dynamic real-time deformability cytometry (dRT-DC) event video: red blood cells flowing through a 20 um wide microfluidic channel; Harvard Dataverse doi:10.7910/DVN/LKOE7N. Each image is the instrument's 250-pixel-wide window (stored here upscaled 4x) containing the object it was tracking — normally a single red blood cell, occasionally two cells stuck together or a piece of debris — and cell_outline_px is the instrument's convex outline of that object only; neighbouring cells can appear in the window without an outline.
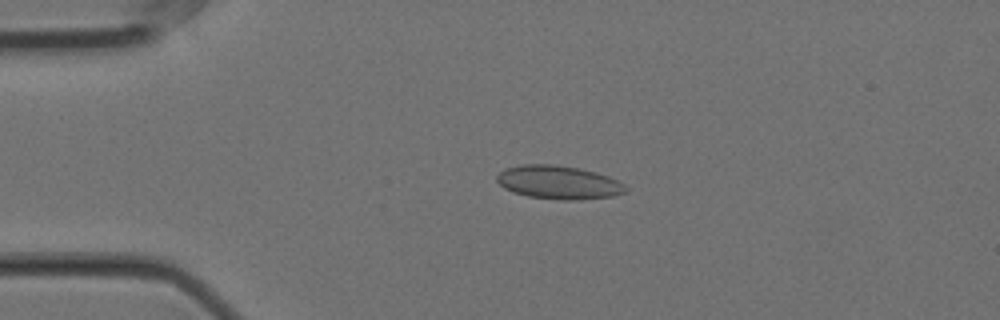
{"species": "Egyptian fruit bat (a non-hibernating species)", "species_latin": "Rousettus aegyptiacus", "temperature_condition": "cold", "stored_images_in_passage": 51, "camera_frame_rate_fps": 3000, "um_per_image_px": 0.085, "animal": {"sex": "female"}, "frame": {"image": 1, "passage_image": 7, "time_ms": 2.0, "image_size_px": [1000, 320], "cell_outline_px": [[628, 192], [612, 196], [576, 200], [560, 200], [528, 196], [512, 192], [504, 188], [496, 180], [496, 176], [504, 168], [524, 164], [552, 164], [576, 168], [596, 172], [608, 176], [624, 184], [628, 188]], "centroid_in_image_um": [47.47, 15.5], "position_along_channel_um": 37.5, "area_um2": 25.14}}
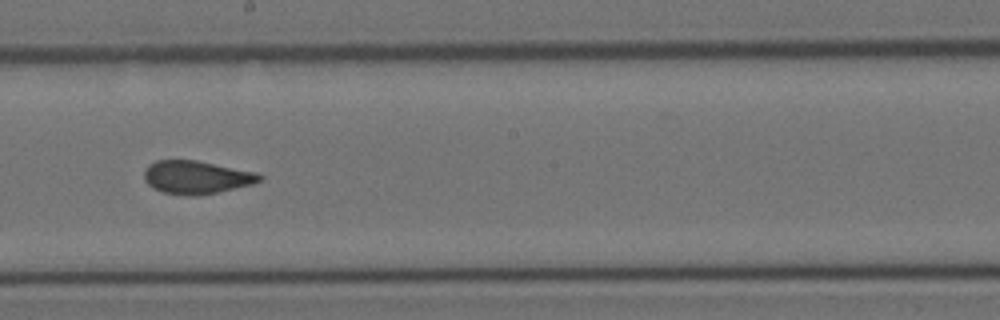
{"frame": {"image": 2, "passage_image": 26, "time_ms": 8.333, "image_size_px": [1000, 320], "cell_outline_px": [[264, 180], [252, 184], [216, 192], [196, 196], [188, 196], [164, 192], [152, 188], [144, 180], [144, 168], [148, 164], [156, 160], [196, 160], [256, 172], [264, 176]], "centroid_in_image_um": [16.68, 15.06], "position_along_channel_um": 231.5, "area_um2": 22.37}}
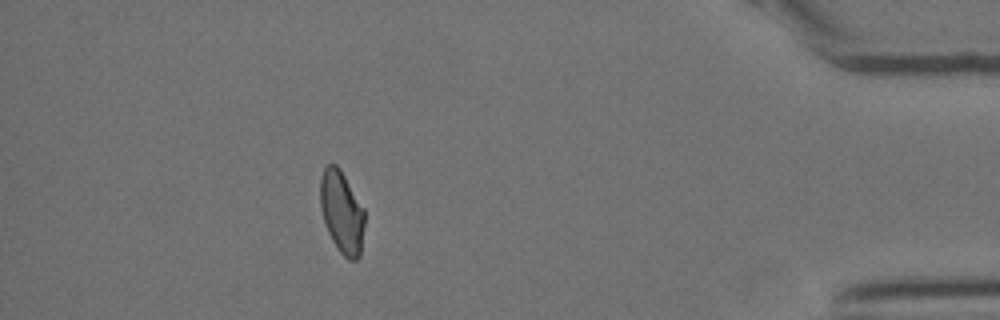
{"frame": {"image": 3, "passage_image": 45, "time_ms": 14.667, "image_size_px": [1000, 320], "cell_outline_px": [[364, 224], [360, 256], [356, 260], [348, 260], [336, 248], [324, 224], [320, 208], [320, 180], [324, 168], [328, 164], [336, 164], [340, 168], [364, 208]], "centroid_in_image_um": [29.04, 18.04], "position_along_channel_um": 406.2, "area_um2": 21.44}, "authors_computed_cell_mechanics": {"area_um2": 22.3686, "velocity_mm_per_s": 3.5538, "shape_relaxation_time_tau1_ms": null, "shape_relaxation_time_tau2_ms": 1.0231, "deformation_change_tau1": null, "deformation_change_tau2": 0.0556}}